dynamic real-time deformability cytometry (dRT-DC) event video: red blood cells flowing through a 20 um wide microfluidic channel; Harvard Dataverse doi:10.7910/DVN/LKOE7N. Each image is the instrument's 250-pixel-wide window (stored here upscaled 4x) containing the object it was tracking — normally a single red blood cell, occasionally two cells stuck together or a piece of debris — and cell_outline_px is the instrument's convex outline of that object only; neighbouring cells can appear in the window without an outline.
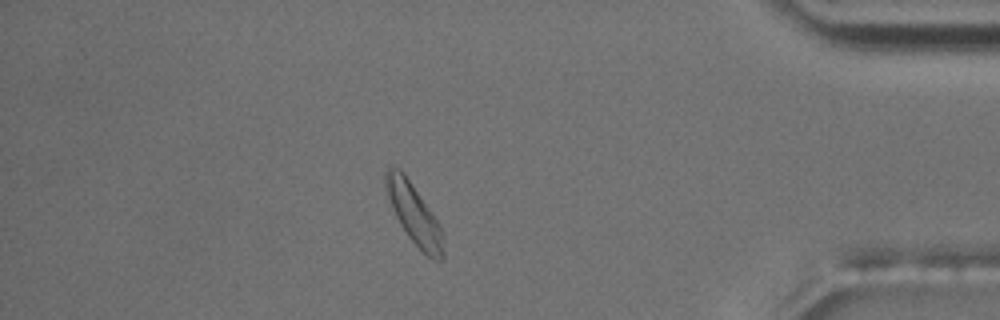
{"species": "common noctule bat (a hibernating species)", "species_latin": "Nyctalus noctula", "temperature_condition": "room temperature", "stored_images_in_passage": 51, "camera_frame_rate_fps": 3000, "um_per_image_px": 0.085, "animal": {"sex": "male", "body_mass_g": 17.5, "forearm_length_mm": 52.3}, "frame": {"image": 1, "passage_image": 44, "time_ms": 14.333, "image_size_px": [1000, 320], "cell_outline_px": [[444, 260], [432, 260], [408, 236], [400, 224], [388, 200], [384, 188], [384, 172], [392, 164], [404, 172], [440, 224], [444, 232]], "centroid_in_image_um": [35.19, 18.16], "position_along_channel_um": 400.0, "area_um2": 20.46}, "authors_computed_cell_mechanics": {"area_um2": 18.0914, "velocity_mm_per_s": 3.6236, "shape_relaxation_time_tau1_ms": 4.9385, "shape_relaxation_time_tau2_ms": 2.3588, "deformation_change_tau1": 0.1153, "deformation_change_tau2": 0.0813}}